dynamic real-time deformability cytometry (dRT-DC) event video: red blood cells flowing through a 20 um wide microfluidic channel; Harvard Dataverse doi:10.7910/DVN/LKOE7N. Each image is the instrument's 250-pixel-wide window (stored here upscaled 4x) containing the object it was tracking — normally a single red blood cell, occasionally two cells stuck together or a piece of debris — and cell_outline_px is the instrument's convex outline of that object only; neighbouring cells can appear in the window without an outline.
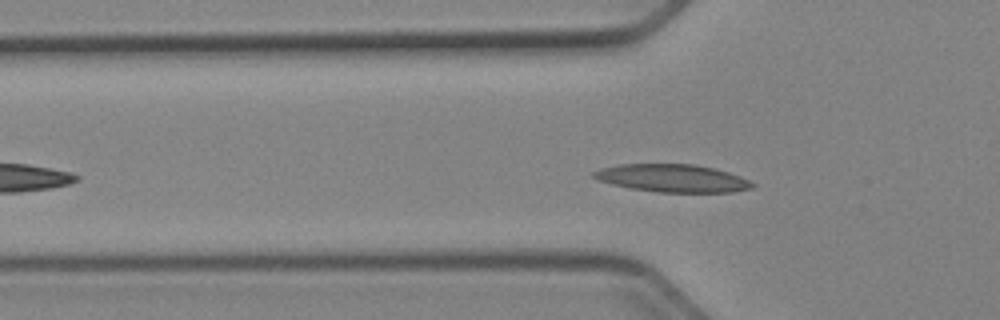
{"species": "Egyptian fruit bat (a non-hibernating species)", "species_latin": "Rousettus aegyptiacus", "temperature_condition": "cold", "stored_images_in_passage": 38, "camera_frame_rate_fps": 3000, "um_per_image_px": 0.085, "animal": {"sex": "female"}, "frame": {"image": 1, "passage_image": 9, "time_ms": 2.667, "image_size_px": [1000, 320], "cell_outline_px": [[756, 184], [752, 188], [732, 192], [656, 192], [632, 188], [612, 184], [600, 180], [592, 176], [592, 172], [600, 168], [620, 164], [692, 164], [712, 168], [728, 172], [740, 176]], "centroid_in_image_um": [57.16, 15.14], "position_along_channel_um": 68.6, "area_um2": 25.49}}
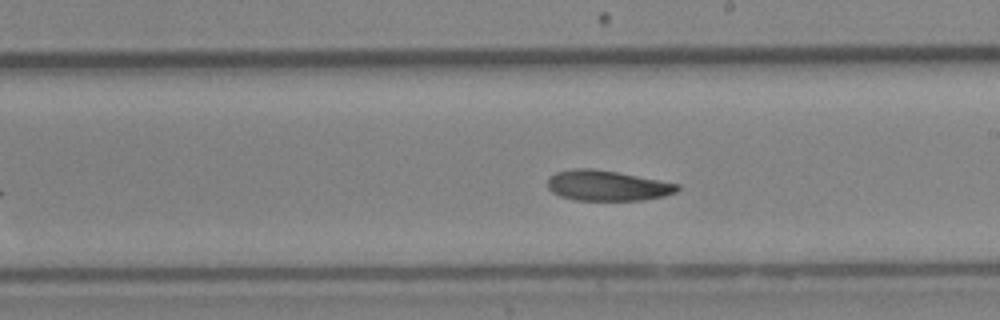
{"frame": {"image": 2, "passage_image": 22, "time_ms": 7.0, "image_size_px": [1000, 320], "cell_outline_px": [[680, 188], [676, 192], [664, 196], [644, 200], [576, 200], [560, 196], [552, 192], [548, 188], [548, 176], [556, 172], [576, 168], [592, 168], [616, 172], [660, 180], [680, 184]], "centroid_in_image_um": [51.61, 15.77], "position_along_channel_um": 237.4, "area_um2": 23.0}}
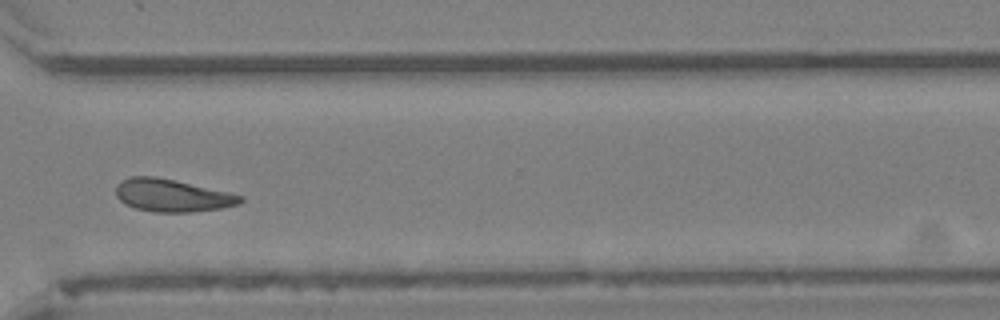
{"frame": {"image": 3, "passage_image": 31, "time_ms": 10.0, "image_size_px": [1000, 320], "cell_outline_px": [[244, 200], [240, 204], [220, 208], [192, 212], [152, 212], [136, 208], [124, 204], [116, 196], [116, 184], [120, 180], [128, 176], [156, 176], [228, 192], [244, 196]], "centroid_in_image_um": [14.59, 16.61], "position_along_channel_um": 356.0, "area_um2": 23.76}, "authors_computed_cell_mechanics": {"area_um2": 23.409, "velocity_mm_per_s": 3.9197, "shape_relaxation_time_tau1_ms": 8.5256, "shape_relaxation_time_tau2_ms": null, "deformation_change_tau1": 0.161, "deformation_change_tau2": null}}